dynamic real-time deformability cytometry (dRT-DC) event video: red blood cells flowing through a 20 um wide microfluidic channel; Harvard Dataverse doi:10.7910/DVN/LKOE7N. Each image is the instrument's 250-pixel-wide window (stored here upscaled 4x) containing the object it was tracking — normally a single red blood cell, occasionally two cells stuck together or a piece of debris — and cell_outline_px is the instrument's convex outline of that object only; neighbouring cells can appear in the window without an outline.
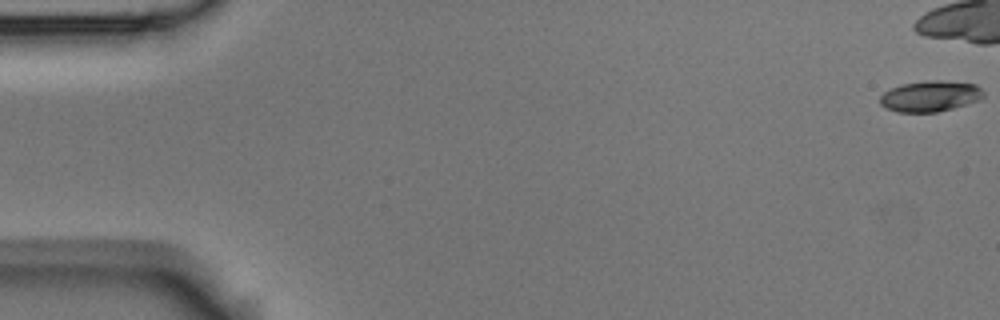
{"species": "Egyptian fruit bat (a non-hibernating species)", "species_latin": "Rousettus aegyptiacus", "temperature_condition": "room temperature", "stored_images_in_passage": 5, "segment_of_instrument_passage": [2, 2], "camera_frame_rate_fps": 3000, "um_per_image_px": 0.085, "animal": {"sex": "male"}, "frame": {"image": 1, "passage_image": 5, "time_ms": 1.333, "image_size_px": [1000, 320], "cell_outline_px": [[984, 96], [980, 100], [952, 108], [936, 112], [896, 112], [884, 108], [880, 104], [880, 96], [884, 92], [900, 84], [928, 80], [940, 80], [976, 84], [984, 92]], "centroid_in_image_um": [79.05, 8.17], "position_along_channel_um": 6.0, "area_um2": 18.73}}